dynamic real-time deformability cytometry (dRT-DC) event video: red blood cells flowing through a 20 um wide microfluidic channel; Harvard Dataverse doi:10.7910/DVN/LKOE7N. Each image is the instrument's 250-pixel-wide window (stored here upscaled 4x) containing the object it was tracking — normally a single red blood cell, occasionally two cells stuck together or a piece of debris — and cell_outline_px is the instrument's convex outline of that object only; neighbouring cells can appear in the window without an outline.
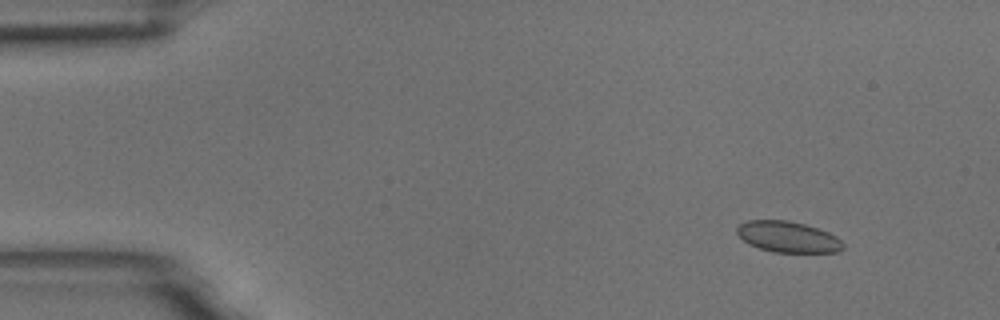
{"species": "common noctule bat (a hibernating species)", "species_latin": "Nyctalus noctula", "temperature_condition": "room temperature", "stored_images_in_passage": 6, "segment_of_instrument_passage": [1, 2], "camera_frame_rate_fps": 3000, "um_per_image_px": 0.085, "animal": {"sex": "male", "body_mass_g": 18.8}, "frame": {"image": 1, "passage_image": 2, "time_ms": 0.333, "image_size_px": [1000, 320], "cell_outline_px": [[844, 248], [840, 252], [772, 252], [748, 244], [736, 232], [736, 228], [740, 224], [748, 220], [788, 220], [804, 224], [828, 232], [836, 236], [844, 244]], "centroid_in_image_um": [66.98, 20.14], "position_along_channel_um": 18.0, "area_um2": 19.13}}